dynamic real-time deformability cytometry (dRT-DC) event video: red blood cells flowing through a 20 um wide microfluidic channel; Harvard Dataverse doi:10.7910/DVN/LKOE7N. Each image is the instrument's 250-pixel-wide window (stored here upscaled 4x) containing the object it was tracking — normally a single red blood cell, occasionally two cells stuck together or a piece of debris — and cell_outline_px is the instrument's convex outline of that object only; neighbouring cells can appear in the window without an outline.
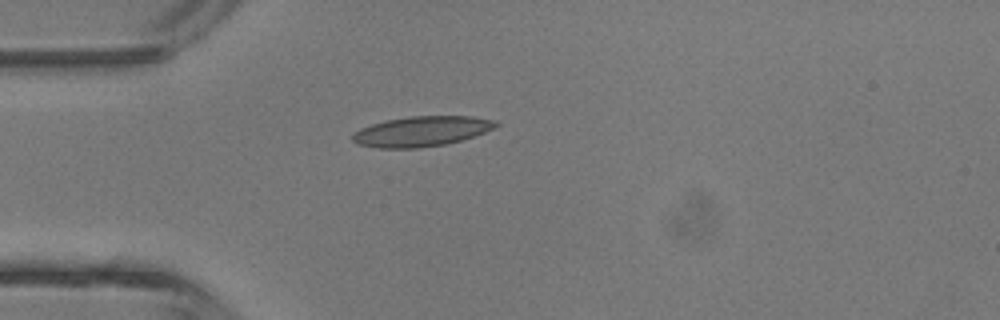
{"species": "common noctule bat (a hibernating species)", "species_latin": "Nyctalus noctula", "temperature_condition": "room temperature", "stored_images_in_passage": 4, "camera_frame_rate_fps": 3000, "um_per_image_px": 0.085, "animal": {"sex": "male", "body_mass_g": 13.3}, "frame": {"image": 1, "passage_image": 2, "time_ms": 2.0, "image_size_px": [1000, 320], "cell_outline_px": [[500, 124], [484, 132], [460, 140], [444, 144], [416, 148], [376, 148], [356, 144], [352, 140], [352, 132], [360, 128], [372, 124], [388, 120], [412, 116], [472, 116], [496, 120]], "centroid_in_image_um": [35.78, 11.16], "position_along_channel_um": 49.2, "area_um2": 25.03}}